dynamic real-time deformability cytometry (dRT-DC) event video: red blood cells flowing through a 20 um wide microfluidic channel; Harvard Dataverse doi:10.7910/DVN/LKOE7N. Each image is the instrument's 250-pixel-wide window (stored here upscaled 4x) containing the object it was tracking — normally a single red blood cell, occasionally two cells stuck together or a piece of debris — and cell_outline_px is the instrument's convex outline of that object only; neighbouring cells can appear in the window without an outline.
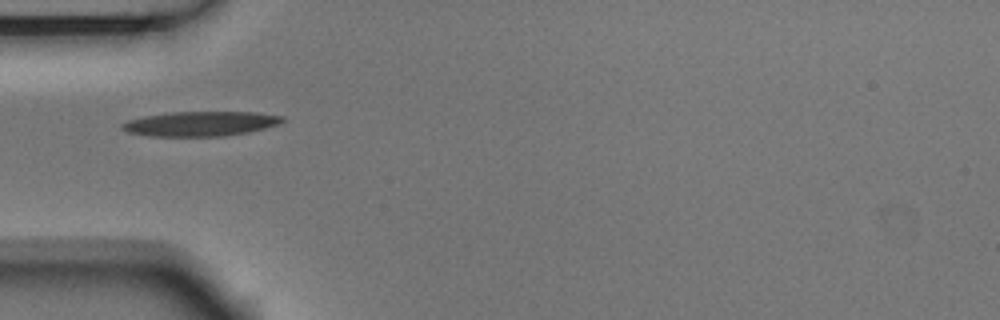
{"species": "Egyptian fruit bat (a non-hibernating species)", "species_latin": "Rousettus aegyptiacus", "temperature_condition": "room temperature", "stored_images_in_passage": 3, "camera_frame_rate_fps": 3000, "um_per_image_px": 0.085, "animal": {"sex": "male"}, "frame": {"image": 1, "passage_image": 3, "time_ms": 0.667, "image_size_px": [1000, 320], "cell_outline_px": [[284, 120], [280, 124], [248, 132], [224, 136], [148, 136], [128, 132], [120, 128], [120, 124], [128, 120], [144, 116], [172, 112], [256, 112], [284, 116]], "centroid_in_image_um": [17.04, 10.51], "position_along_channel_um": 68.0, "area_um2": 23.12}}